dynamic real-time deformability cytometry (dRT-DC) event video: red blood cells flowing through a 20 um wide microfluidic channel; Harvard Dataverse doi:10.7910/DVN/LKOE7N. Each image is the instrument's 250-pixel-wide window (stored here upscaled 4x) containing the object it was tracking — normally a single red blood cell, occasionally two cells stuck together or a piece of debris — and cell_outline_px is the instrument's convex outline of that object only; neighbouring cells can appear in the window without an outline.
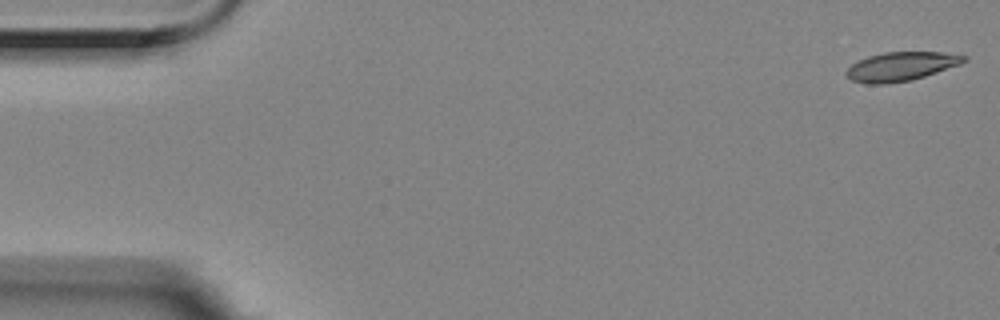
{"species": "Egyptian fruit bat (a non-hibernating species)", "species_latin": "Rousettus aegyptiacus", "temperature_condition": "room temperature", "stored_images_in_passage": 53, "camera_frame_rate_fps": 3000, "um_per_image_px": 0.085, "animal": {"sex": "female"}, "frame": {"image": 1, "passage_image": 1, "time_ms": 0.0, "image_size_px": [1000, 320], "cell_outline_px": [[968, 60], [960, 64], [912, 80], [884, 84], [864, 84], [852, 80], [844, 72], [856, 60], [868, 56], [884, 52], [940, 52], [968, 56]], "centroid_in_image_um": [76.56, 5.64], "position_along_channel_um": 8.4, "area_um2": 19.83}}
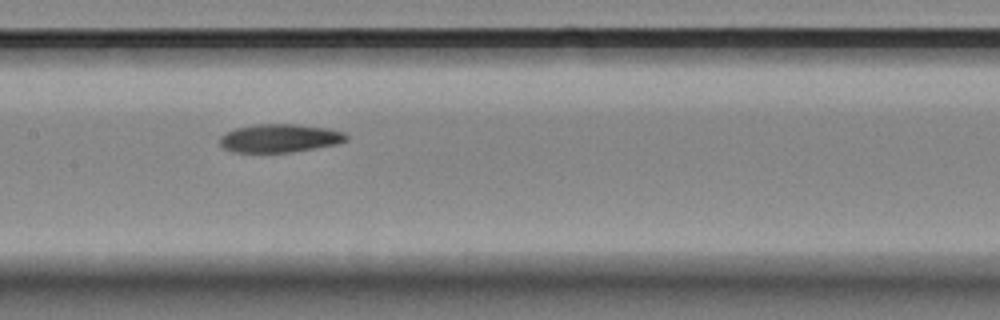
{"frame": {"image": 2, "passage_image": 27, "time_ms": 8.667, "image_size_px": [1000, 320], "cell_outline_px": [[348, 140], [336, 144], [292, 152], [232, 152], [224, 148], [220, 144], [220, 136], [236, 128], [256, 124], [296, 124], [328, 128], [344, 132], [348, 136]], "centroid_in_image_um": [23.79, 11.74], "position_along_channel_um": 183.6, "area_um2": 20.81}}
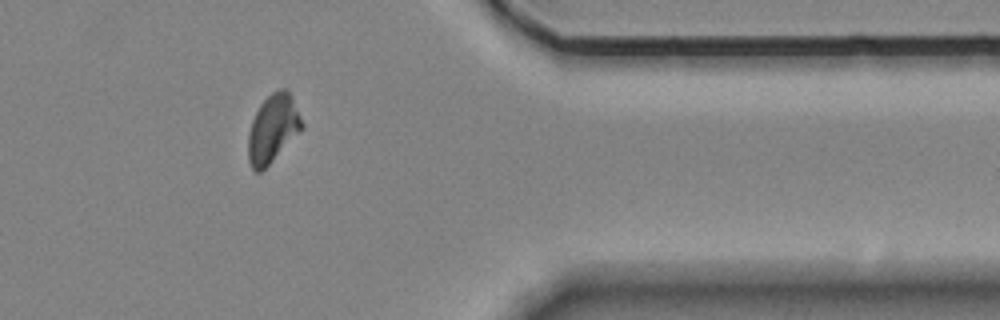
{"frame": {"image": 3, "passage_image": 46, "time_ms": 15.0, "image_size_px": [1000, 320], "cell_outline_px": [[304, 128], [260, 172], [256, 172], [252, 168], [248, 160], [248, 132], [252, 120], [260, 104], [272, 92], [280, 88], [284, 88], [292, 96], [304, 124]], "centroid_in_image_um": [23.19, 10.91], "position_along_channel_um": 388.2, "area_um2": 21.1}, "authors_computed_cell_mechanics": {"area_um2": 21.2704, "velocity_mm_per_s": 3.5251, "shape_relaxation_time_tau1_ms": 8.018, "shape_relaxation_time_tau2_ms": null, "deformation_change_tau1": 0.1958, "deformation_change_tau2": null}}